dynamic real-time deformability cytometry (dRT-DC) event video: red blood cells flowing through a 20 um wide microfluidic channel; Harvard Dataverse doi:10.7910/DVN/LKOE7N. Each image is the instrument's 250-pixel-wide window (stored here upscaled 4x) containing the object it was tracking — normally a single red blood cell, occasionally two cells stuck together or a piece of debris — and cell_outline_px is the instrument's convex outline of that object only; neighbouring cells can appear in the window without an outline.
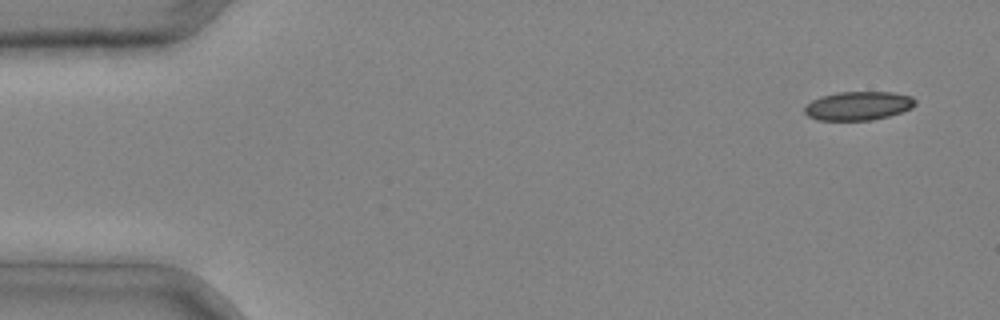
{"species": "common noctule bat (a hibernating species)", "species_latin": "Nyctalus noctula", "temperature_condition": "cold", "stored_images_in_passage": 4, "camera_frame_rate_fps": 3000, "um_per_image_px": 0.085, "animal": {"sex": "male", "body_mass_g": 20.4}, "frame": {"image": 1, "passage_image": 1, "time_ms": 0.0, "image_size_px": [1000, 320], "cell_outline_px": [[916, 104], [912, 108], [888, 116], [872, 120], [816, 120], [808, 116], [804, 112], [804, 104], [820, 96], [836, 92], [892, 92], [912, 96], [916, 100]], "centroid_in_image_um": [72.92, 8.99], "position_along_channel_um": 12.1, "area_um2": 18.73}}